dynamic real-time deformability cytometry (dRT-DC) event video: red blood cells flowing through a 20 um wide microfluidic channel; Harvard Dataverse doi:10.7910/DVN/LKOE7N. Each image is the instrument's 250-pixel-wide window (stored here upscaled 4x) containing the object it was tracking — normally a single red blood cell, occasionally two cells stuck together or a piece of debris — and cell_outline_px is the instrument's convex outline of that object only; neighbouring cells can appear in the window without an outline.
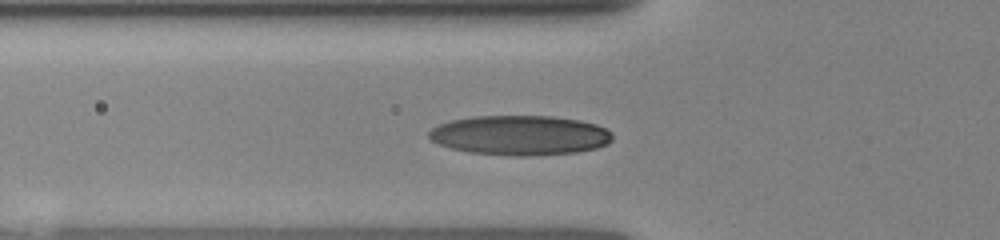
{"species": "human", "species_latin": "Homo sapiens", "temperature_condition": "room temperature", "stored_images_in_passage": 21, "camera_frame_rate_fps": 3000, "um_per_image_px": 0.085, "donor": {"sex": "female"}, "frame": {"image": 1, "passage_image": 3, "time_ms": 0.333, "image_size_px": [1000, 240], "cell_outline_px": [[612, 140], [608, 144], [596, 148], [576, 152], [528, 156], [516, 156], [468, 152], [452, 148], [440, 144], [432, 140], [428, 136], [428, 132], [432, 128], [440, 124], [452, 120], [472, 116], [552, 116], [580, 120], [596, 124], [612, 132]], "centroid_in_image_um": [44.22, 11.49], "position_along_channel_um": 81.6, "area_um2": 42.48}}
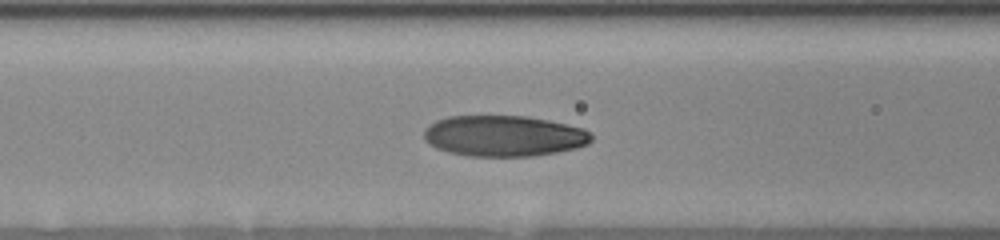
{"frame": {"image": 2, "passage_image": 9, "time_ms": 1.333, "image_size_px": [1000, 240], "cell_outline_px": [[592, 140], [588, 144], [576, 148], [556, 152], [532, 156], [468, 156], [448, 152], [436, 148], [424, 140], [424, 132], [428, 124], [436, 120], [448, 116], [524, 116], [548, 120], [584, 128], [592, 136]], "centroid_in_image_um": [42.81, 11.55], "position_along_channel_um": 123.8, "area_um2": 40.0}}
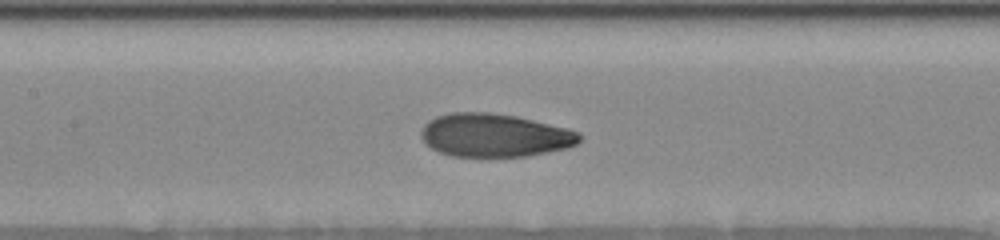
{"frame": {"image": 3, "passage_image": 16, "time_ms": 2.333, "image_size_px": [1000, 240], "cell_outline_px": [[584, 136], [576, 144], [568, 148], [528, 156], [452, 156], [440, 152], [424, 144], [420, 136], [420, 132], [424, 124], [428, 120], [436, 116], [452, 112], [488, 112], [516, 116], [568, 128], [580, 132]], "centroid_in_image_um": [42.04, 11.49], "position_along_channel_um": 165.4, "area_um2": 40.23}}